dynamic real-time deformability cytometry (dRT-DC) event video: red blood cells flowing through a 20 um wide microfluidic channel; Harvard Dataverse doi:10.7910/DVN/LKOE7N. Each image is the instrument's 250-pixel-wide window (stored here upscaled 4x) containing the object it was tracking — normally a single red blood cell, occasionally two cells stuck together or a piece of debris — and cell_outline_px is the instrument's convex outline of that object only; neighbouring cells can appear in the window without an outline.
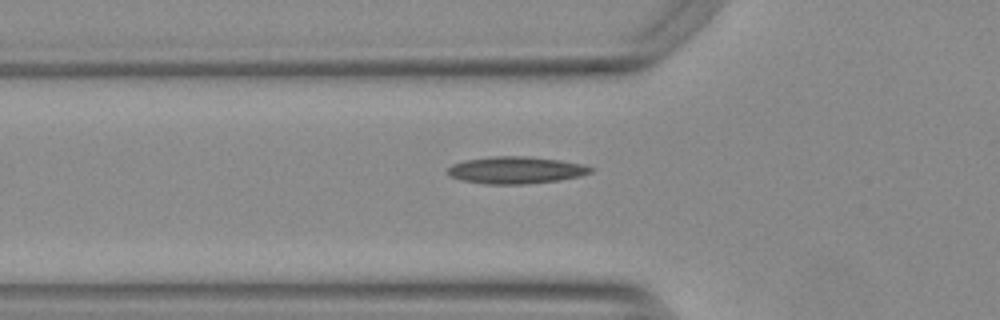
{"species": "Egyptian fruit bat (a non-hibernating species)", "species_latin": "Rousettus aegyptiacus", "temperature_condition": "warm", "stored_images_in_passage": 36, "camera_frame_rate_fps": 3000, "um_per_image_px": 0.085, "animal": {"sex": "female"}, "frame": {"image": 1, "passage_image": 2, "time_ms": 0.333, "image_size_px": [1000, 320], "cell_outline_px": [[596, 168], [592, 172], [580, 176], [560, 180], [524, 184], [484, 184], [460, 180], [452, 176], [448, 172], [448, 168], [452, 164], [464, 160], [496, 156], [528, 156], [560, 160], [584, 164]], "centroid_in_image_um": [43.89, 14.46], "position_along_channel_um": 81.9, "area_um2": 22.66}}
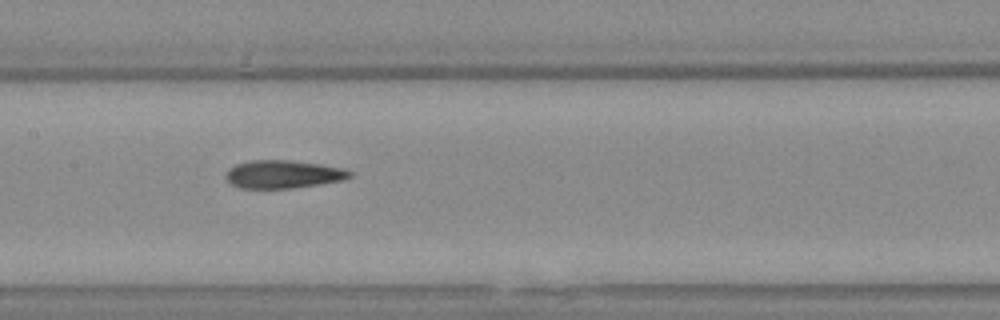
{"frame": {"image": 2, "passage_image": 10, "time_ms": 3.0, "image_size_px": [1000, 320], "cell_outline_px": [[352, 176], [344, 180], [292, 188], [240, 188], [232, 184], [224, 176], [228, 168], [236, 164], [248, 160], [292, 160], [320, 164], [344, 168], [352, 172]], "centroid_in_image_um": [24.06, 14.8], "position_along_channel_um": 183.3, "area_um2": 20.35}}
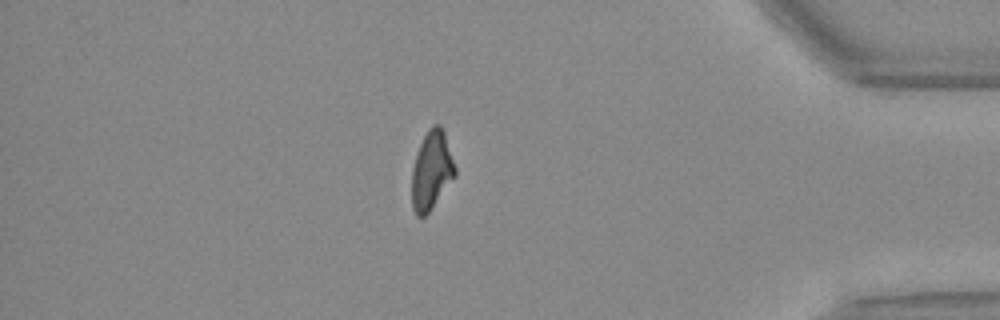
{"frame": {"image": 3, "passage_image": 30, "time_ms": 9.667, "image_size_px": [1000, 320], "cell_outline_px": [[456, 176], [428, 212], [424, 216], [416, 216], [412, 208], [412, 168], [416, 152], [428, 128], [432, 124], [440, 124], [444, 132], [456, 168]], "centroid_in_image_um": [36.67, 14.47], "position_along_channel_um": 398.5, "area_um2": 19.77}}